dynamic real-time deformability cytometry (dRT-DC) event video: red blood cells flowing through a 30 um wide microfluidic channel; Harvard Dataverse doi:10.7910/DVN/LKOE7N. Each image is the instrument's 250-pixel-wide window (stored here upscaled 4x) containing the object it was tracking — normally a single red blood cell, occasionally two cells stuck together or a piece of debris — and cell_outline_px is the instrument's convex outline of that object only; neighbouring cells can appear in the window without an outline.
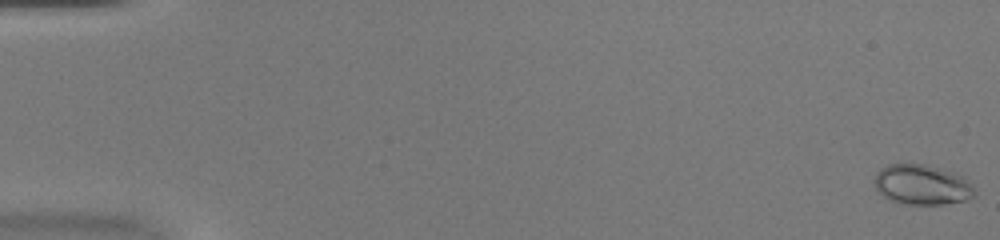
{"species": "common noctule bat (a hibernating species)", "species_latin": "Nyctalus noctula", "temperature_condition": "warm", "stored_images_in_passage": 53, "camera_frame_rate_fps": 3000, "um_per_image_px": 0.085, "animal": {"sex": "female", "body_mass_g": 20.0, "forearm_length_mm": 54.0}, "frame": {"image": 1, "passage_image": 1, "time_ms": 0.0, "image_size_px": [1000, 240], "cell_outline_px": [[976, 196], [964, 200], [944, 204], [904, 204], [888, 200], [876, 188], [876, 172], [880, 168], [888, 164], [928, 164], [964, 176], [976, 192]], "centroid_in_image_um": [78.38, 15.7], "position_along_channel_um": 6.6, "area_um2": 23.41}}
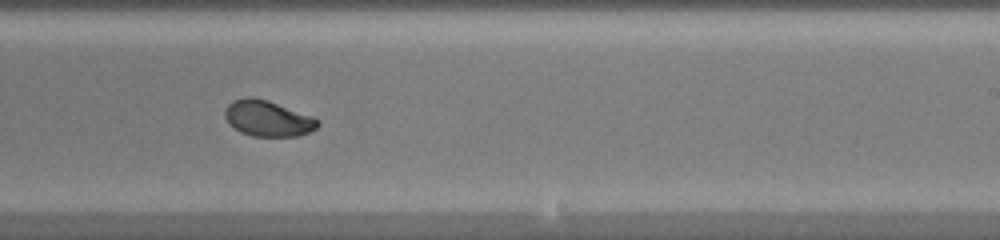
{"frame": {"image": 2, "passage_image": 34, "time_ms": 11.0, "image_size_px": [1000, 240], "cell_outline_px": [[320, 124], [316, 128], [308, 132], [296, 136], [252, 136], [240, 132], [228, 124], [224, 116], [224, 112], [228, 104], [232, 100], [244, 96], [252, 96], [268, 100], [312, 116], [320, 120]], "centroid_in_image_um": [22.72, 10.05], "position_along_channel_um": 266.3, "area_um2": 19.59}}
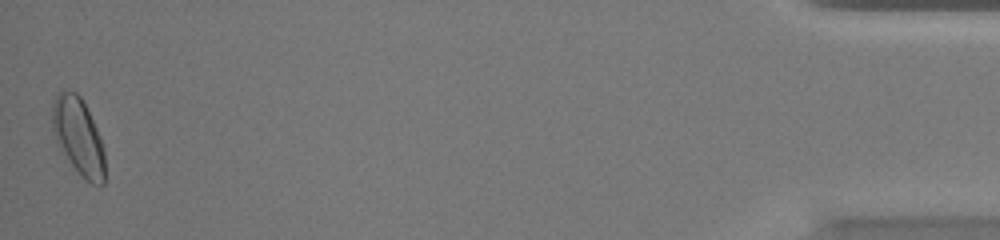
{"frame": {"image": 3, "passage_image": 53, "time_ms": 17.333, "image_size_px": [1000, 240], "cell_outline_px": [[104, 184], [100, 188], [84, 180], [72, 164], [52, 132], [52, 104], [60, 88], [76, 92], [80, 96], [100, 136], [104, 148]], "centroid_in_image_um": [6.67, 11.59], "position_along_channel_um": 428.5, "area_um2": 23.41}, "authors_computed_cell_mechanics": {"area_um2": 20.2878, "velocity_mm_per_s": 3.9584, "shape_relaxation_time_tau1_ms": 2.5905, "shape_relaxation_time_tau2_ms": 0.7235, "deformation_change_tau1": 0.1368, "deformation_change_tau2": 0.0415}}